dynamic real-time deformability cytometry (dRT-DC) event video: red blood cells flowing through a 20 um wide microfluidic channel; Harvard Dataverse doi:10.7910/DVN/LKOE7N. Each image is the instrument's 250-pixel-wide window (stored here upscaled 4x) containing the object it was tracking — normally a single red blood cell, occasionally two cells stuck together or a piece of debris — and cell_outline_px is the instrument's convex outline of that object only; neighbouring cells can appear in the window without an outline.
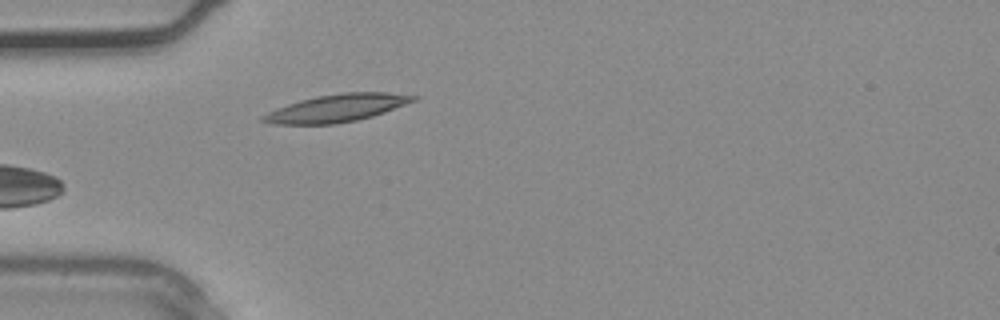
{"species": "common noctule bat (a hibernating species)", "species_latin": "Nyctalus noctula", "temperature_condition": "warm", "stored_images_in_passage": 4, "camera_frame_rate_fps": 3000, "um_per_image_px": 0.085, "animal": {"sex": "male", "body_mass_g": 20.4}, "frame": {"image": 1, "passage_image": 4, "time_ms": 1.0, "image_size_px": [1000, 320], "cell_outline_px": [[420, 96], [416, 100], [384, 112], [372, 116], [356, 120], [336, 124], [276, 124], [260, 120], [260, 116], [276, 108], [300, 100], [316, 96], [344, 92], [388, 92]], "centroid_in_image_um": [28.63, 9.18], "position_along_channel_um": 56.4, "area_um2": 24.04}}